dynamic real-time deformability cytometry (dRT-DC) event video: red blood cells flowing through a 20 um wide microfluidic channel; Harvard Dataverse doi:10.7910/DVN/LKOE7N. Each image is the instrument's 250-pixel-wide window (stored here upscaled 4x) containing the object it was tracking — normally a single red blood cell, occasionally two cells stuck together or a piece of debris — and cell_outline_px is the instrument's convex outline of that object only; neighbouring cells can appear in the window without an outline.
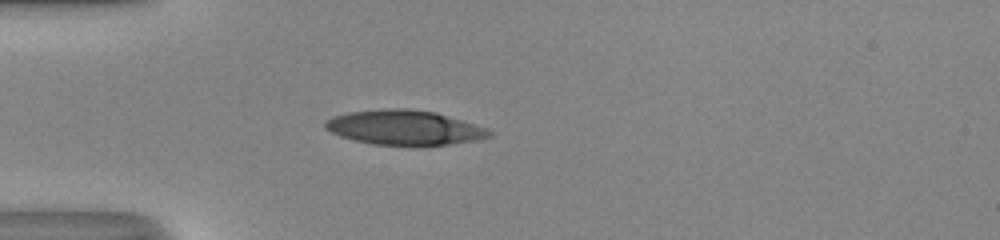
{"species": "human", "species_latin": "Homo sapiens", "temperature_condition": "room temperature", "stored_images_in_passage": 37, "camera_frame_rate_fps": 3000, "um_per_image_px": 0.085, "donor": {"sex": "male"}, "frame": {"image": 1, "passage_image": 1, "time_ms": 0.0, "image_size_px": [1000, 240], "cell_outline_px": [[492, 136], [480, 140], [416, 148], [372, 144], [340, 136], [324, 128], [324, 120], [332, 116], [348, 112], [384, 108], [408, 108], [436, 112], [488, 128], [492, 132]], "centroid_in_image_um": [34.39, 10.87], "position_along_channel_um": 50.6, "area_um2": 34.16}}
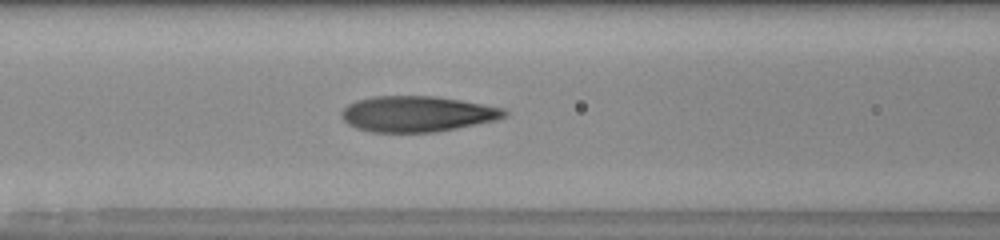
{"frame": {"image": 2, "passage_image": 8, "time_ms": 2.333, "image_size_px": [1000, 240], "cell_outline_px": [[508, 116], [496, 120], [456, 128], [432, 132], [372, 132], [356, 128], [348, 124], [340, 116], [340, 112], [348, 104], [356, 100], [372, 96], [432, 96], [460, 100], [504, 108], [508, 112]], "centroid_in_image_um": [35.44, 9.68], "position_along_channel_um": 131.2, "area_um2": 33.93}}
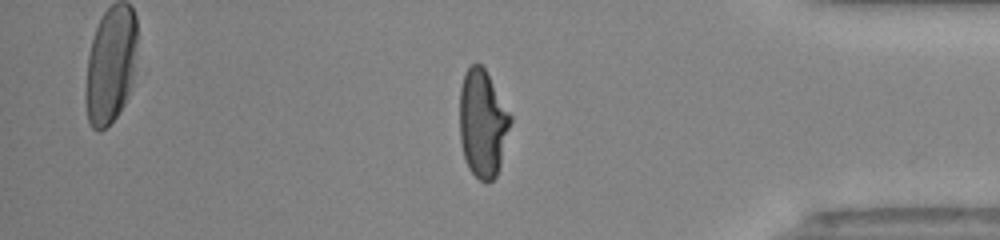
{"frame": {"image": 3, "passage_image": 29, "time_ms": 9.333, "image_size_px": [1000, 240], "cell_outline_px": [[512, 120], [500, 164], [496, 176], [492, 180], [480, 180], [468, 168], [464, 156], [460, 140], [460, 88], [464, 72], [468, 64], [476, 60], [484, 68], [512, 116]], "centroid_in_image_um": [41.01, 10.42], "position_along_channel_um": 394.2, "area_um2": 31.85}, "authors_computed_cell_mechanics": {"area_um2": 33.0616, "velocity_mm_per_s": 4.1045, "shape_relaxation_time_tau1_ms": 10.4134, "shape_relaxation_time_tau2_ms": 0.8411, "deformation_change_tau1": 0.361, "deformation_change_tau2": 0.0855}}